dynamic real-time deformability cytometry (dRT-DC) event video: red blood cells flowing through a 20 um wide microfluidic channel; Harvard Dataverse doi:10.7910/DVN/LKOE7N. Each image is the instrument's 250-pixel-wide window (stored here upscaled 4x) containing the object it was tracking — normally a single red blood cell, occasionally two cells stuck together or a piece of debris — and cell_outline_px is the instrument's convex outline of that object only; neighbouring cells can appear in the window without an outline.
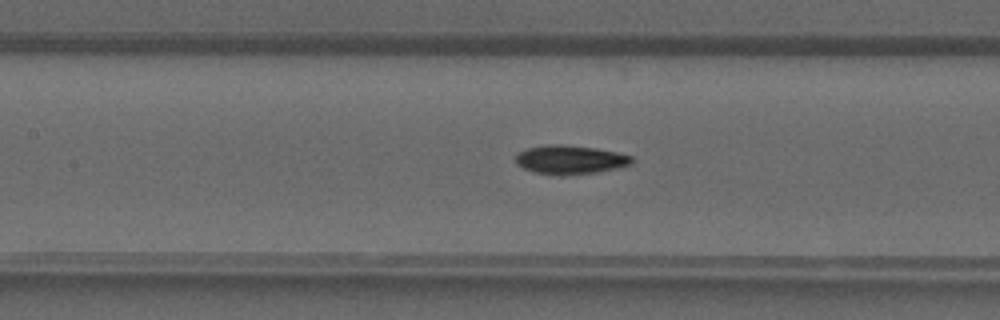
{"species": "common noctule bat (a hibernating species)", "species_latin": "Nyctalus noctula", "temperature_condition": "warm", "stored_images_in_passage": 41, "camera_frame_rate_fps": 3000, "um_per_image_px": 0.085, "animal": {"sex": "male", "forearm_length_mm": 52.5}, "frame": {"image": 1, "passage_image": 19, "time_ms": 6.0, "image_size_px": [1000, 320], "cell_outline_px": [[632, 164], [616, 168], [596, 172], [560, 176], [536, 172], [524, 168], [516, 164], [516, 156], [520, 152], [528, 148], [544, 144], [556, 144], [596, 148], [616, 152], [632, 156]], "centroid_in_image_um": [48.45, 13.57], "position_along_channel_um": 158.9, "area_um2": 19.36}}
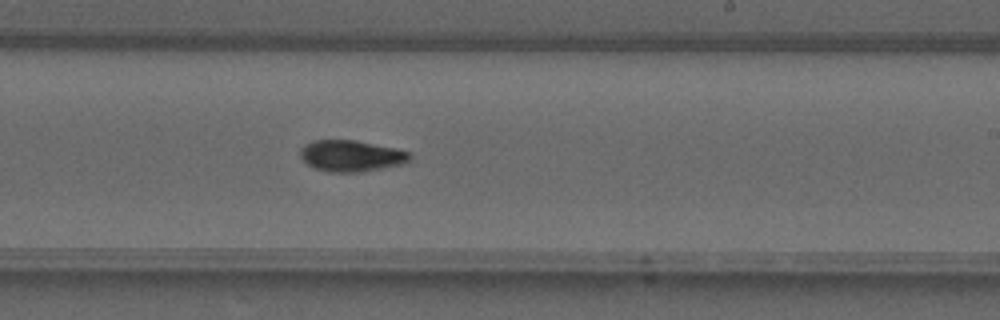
{"frame": {"image": 2, "passage_image": 25, "time_ms": 8.0, "image_size_px": [1000, 320], "cell_outline_px": [[412, 156], [404, 164], [360, 172], [328, 172], [312, 168], [300, 156], [300, 148], [304, 144], [312, 140], [356, 140], [396, 148], [408, 152]], "centroid_in_image_um": [29.82, 13.24], "position_along_channel_um": 259.2, "area_um2": 20.11}}
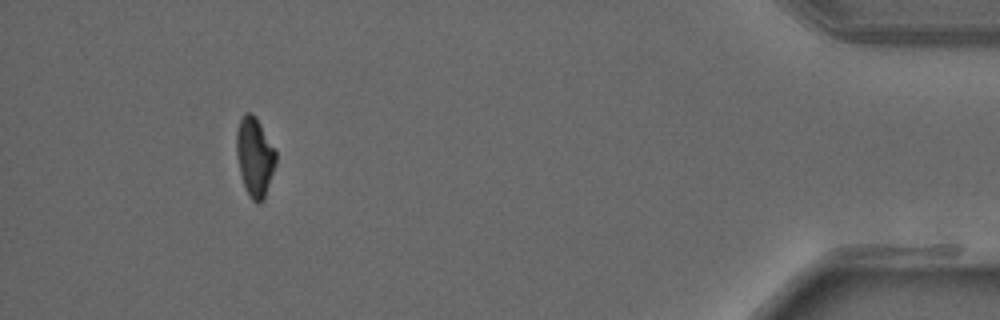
{"frame": {"image": 3, "passage_image": 38, "time_ms": 12.333, "image_size_px": [1000, 320], "cell_outline_px": [[276, 164], [264, 200], [260, 204], [252, 200], [248, 196], [240, 172], [236, 152], [236, 128], [240, 116], [244, 112], [252, 112], [256, 116], [276, 152]], "centroid_in_image_um": [21.64, 13.3], "position_along_channel_um": 413.6, "area_um2": 18.38}}